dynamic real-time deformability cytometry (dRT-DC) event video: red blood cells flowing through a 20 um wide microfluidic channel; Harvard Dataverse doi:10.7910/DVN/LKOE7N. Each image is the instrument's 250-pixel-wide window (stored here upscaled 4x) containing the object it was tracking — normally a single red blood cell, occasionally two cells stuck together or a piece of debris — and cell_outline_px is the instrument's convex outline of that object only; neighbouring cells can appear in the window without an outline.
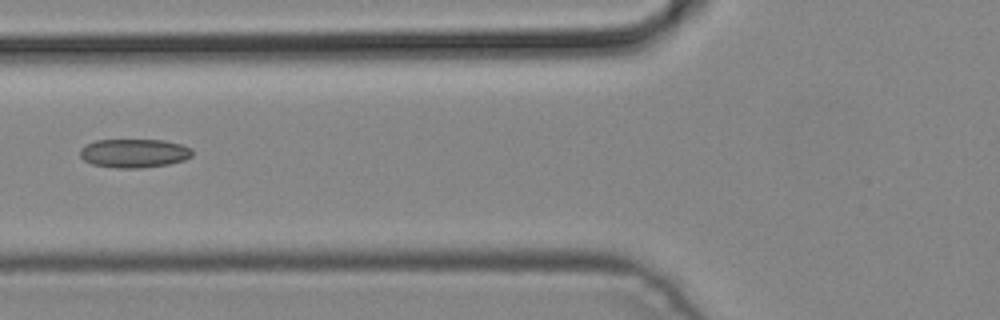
{"species": "common noctule bat (a hibernating species)", "species_latin": "Nyctalus noctula", "temperature_condition": "cold", "stored_images_in_passage": 6, "camera_frame_rate_fps": 3000, "um_per_image_px": 0.085, "animal": {"sex": "male", "body_mass_g": 19.2, "forearm_length_mm": 51.8}, "frame": {"image": 1, "passage_image": 5, "time_ms": 1.333, "image_size_px": [1000, 320], "cell_outline_px": [[192, 156], [184, 160], [168, 164], [140, 168], [116, 168], [92, 164], [84, 160], [80, 156], [80, 148], [96, 140], [164, 140], [180, 144], [192, 148]], "centroid_in_image_um": [11.4, 13.02], "position_along_channel_um": 114.4, "area_um2": 18.79}}
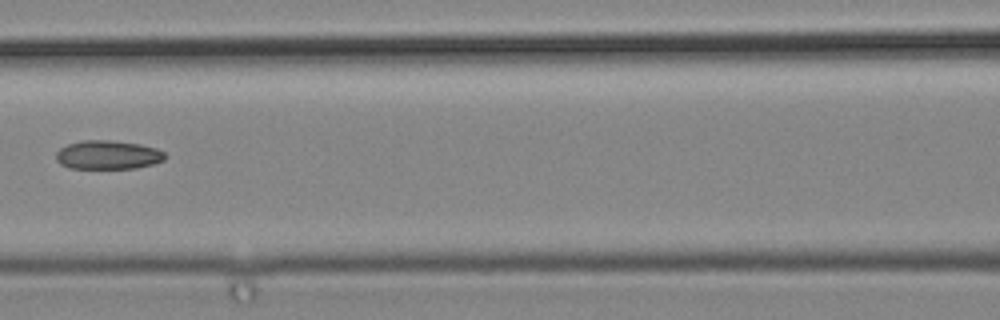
{"frame": {"image": 2, "passage_image": 6, "time_ms": 1.667, "image_size_px": [1000, 320], "cell_outline_px": [[168, 156], [164, 160], [152, 164], [136, 168], [68, 168], [60, 164], [56, 160], [56, 152], [60, 148], [68, 144], [80, 140], [112, 140], [140, 144], [156, 148], [164, 152]], "centroid_in_image_um": [9.17, 13.16], "position_along_channel_um": 157.4, "area_um2": 18.44}}